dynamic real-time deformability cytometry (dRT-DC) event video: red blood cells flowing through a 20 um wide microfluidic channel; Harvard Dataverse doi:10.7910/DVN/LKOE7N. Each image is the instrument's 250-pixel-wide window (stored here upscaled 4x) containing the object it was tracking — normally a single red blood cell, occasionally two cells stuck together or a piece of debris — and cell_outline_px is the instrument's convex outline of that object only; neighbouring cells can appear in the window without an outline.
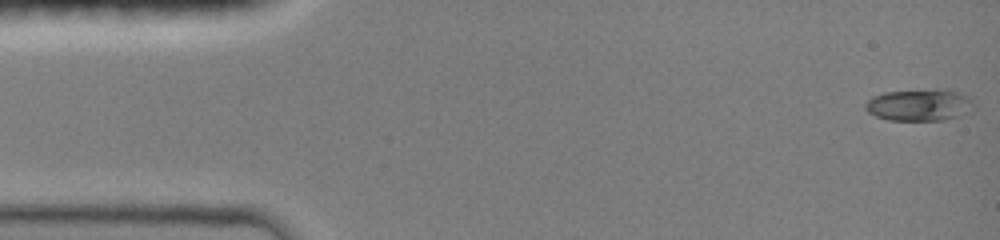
{"species": "common noctule bat (a hibernating species)", "species_latin": "Nyctalus noctula", "temperature_condition": "room temperature", "stored_images_in_passage": 47, "camera_frame_rate_fps": 3000, "um_per_image_px": 0.085, "animal": {"sex": "female", "body_mass_g": 19.0, "forearm_length_mm": 51.5}, "frame": {"image": 1, "passage_image": 1, "time_ms": 0.0, "image_size_px": [1000, 240], "cell_outline_px": [[976, 108], [972, 112], [960, 116], [944, 120], [888, 120], [876, 116], [868, 112], [864, 108], [864, 104], [872, 96], [884, 92], [956, 92], [972, 100], [976, 104]], "centroid_in_image_um": [78.14, 8.99], "position_along_channel_um": 6.9, "area_um2": 19.42}}
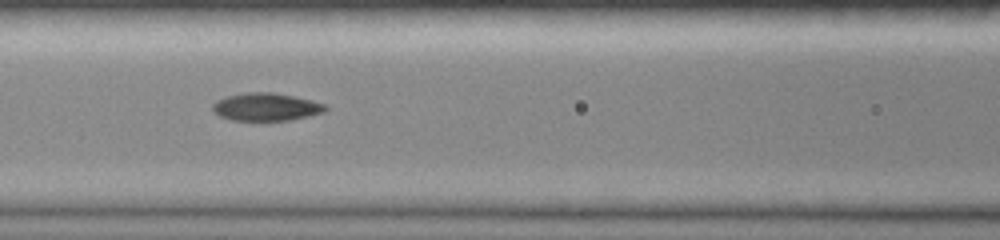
{"frame": {"image": 2, "passage_image": 20, "time_ms": 6.333, "image_size_px": [1000, 240], "cell_outline_px": [[328, 108], [324, 112], [308, 116], [288, 120], [232, 120], [220, 116], [212, 108], [212, 104], [216, 100], [224, 96], [244, 92], [272, 92], [312, 100], [324, 104]], "centroid_in_image_um": [22.59, 9.07], "position_along_channel_um": 144.0, "area_um2": 18.21}}
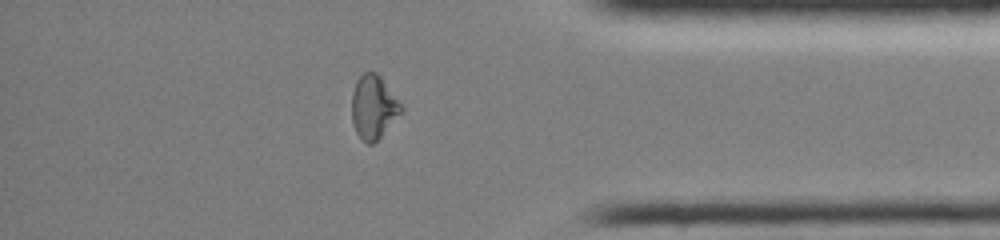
{"frame": {"image": 3, "passage_image": 40, "time_ms": 13.0, "image_size_px": [1000, 240], "cell_outline_px": [[404, 108], [380, 136], [372, 144], [368, 144], [360, 140], [356, 132], [352, 120], [352, 92], [356, 80], [364, 72], [376, 72], [380, 76]], "centroid_in_image_um": [31.71, 9.09], "position_along_channel_um": 403.5, "area_um2": 17.98}, "authors_computed_cell_mechanics": {"area_um2": 18.2648, "velocity_mm_per_s": 4.0562, "shape_relaxation_time_tau1_ms": 7.7908, "shape_relaxation_time_tau2_ms": 3.3143, "deformation_change_tau1": 0.2409, "deformation_change_tau2": 0.0797}}